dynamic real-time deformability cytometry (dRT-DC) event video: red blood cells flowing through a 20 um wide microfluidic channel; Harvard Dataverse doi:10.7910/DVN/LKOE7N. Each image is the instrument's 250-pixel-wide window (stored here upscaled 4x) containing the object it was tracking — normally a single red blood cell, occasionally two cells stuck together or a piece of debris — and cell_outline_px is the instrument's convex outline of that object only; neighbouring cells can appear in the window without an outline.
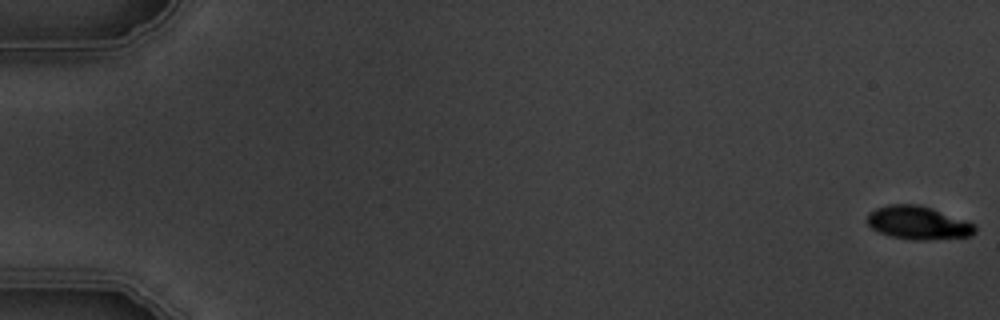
{"species": "common noctule bat (a hibernating species)", "species_latin": "Nyctalus noctula", "temperature_condition": "warm", "stored_images_in_passage": 6, "segment_of_instrument_passage": [1, 2], "camera_frame_rate_fps": 3000, "um_per_image_px": 0.085, "animal": {"sex": "male", "body_mass_g": 19.5, "forearm_length_mm": 54.6}, "frame": {"image": 1, "passage_image": 1, "time_ms": 0.0, "image_size_px": [1000, 320], "cell_outline_px": [[976, 232], [972, 236], [928, 240], [916, 240], [892, 236], [880, 232], [872, 228], [868, 224], [868, 212], [876, 208], [888, 204], [916, 204], [932, 208], [976, 224]], "centroid_in_image_um": [78.07, 18.93], "position_along_channel_um": 6.9, "area_um2": 20.87}}
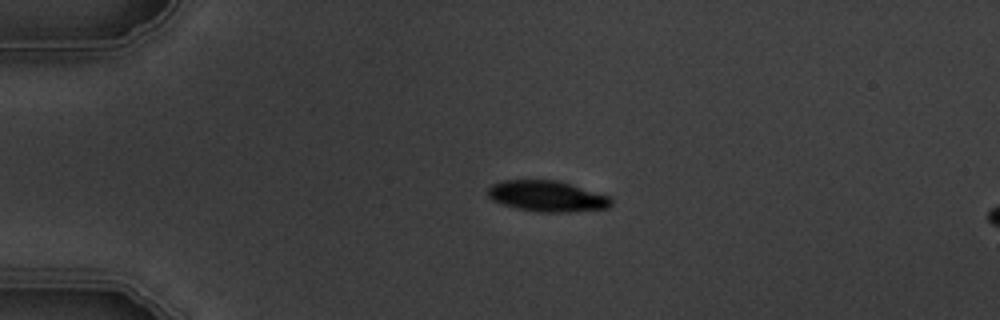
{"frame": {"image": 2, "passage_image": 4, "time_ms": 4.333, "image_size_px": [1000, 320], "cell_outline_px": [[612, 204], [608, 208], [568, 212], [540, 212], [520, 208], [504, 204], [492, 200], [488, 196], [488, 188], [492, 184], [504, 180], [560, 180], [608, 196], [612, 200]], "centroid_in_image_um": [46.52, 16.66], "position_along_channel_um": 38.5, "area_um2": 22.02}}